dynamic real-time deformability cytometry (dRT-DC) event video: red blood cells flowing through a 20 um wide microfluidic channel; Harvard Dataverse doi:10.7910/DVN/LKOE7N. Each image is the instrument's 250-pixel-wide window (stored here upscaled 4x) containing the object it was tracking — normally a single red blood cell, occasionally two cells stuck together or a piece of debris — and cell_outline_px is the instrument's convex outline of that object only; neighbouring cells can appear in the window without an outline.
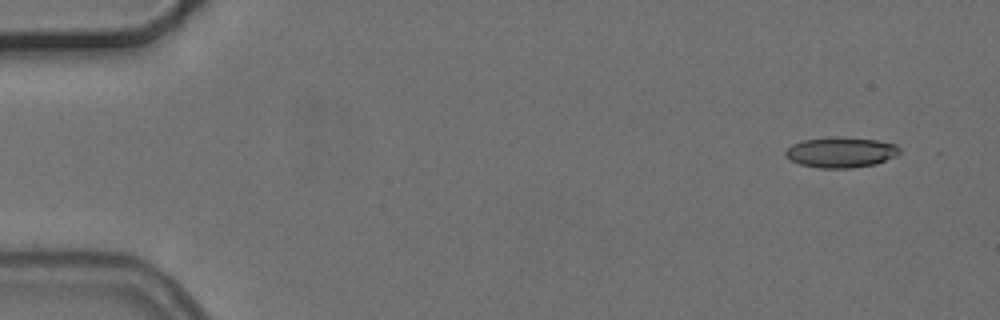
{"species": "common noctule bat (a hibernating species)", "species_latin": "Nyctalus noctula", "temperature_condition": "cold", "stored_images_in_passage": 4, "camera_frame_rate_fps": 3000, "um_per_image_px": 0.085, "animal": {"sex": "female", "body_mass_g": 24.6, "forearm_length_mm": 56.2}, "frame": {"image": 1, "passage_image": 1, "time_ms": 0.0, "image_size_px": [1000, 320], "cell_outline_px": [[900, 152], [896, 156], [876, 164], [852, 168], [820, 168], [800, 164], [792, 160], [784, 152], [792, 144], [804, 140], [876, 140], [896, 144], [900, 148]], "centroid_in_image_um": [71.52, 13.01], "position_along_channel_um": 13.5, "area_um2": 19.13}}
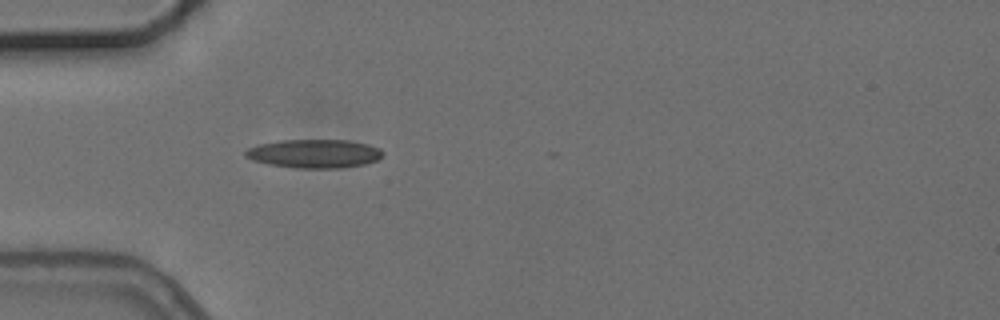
{"frame": {"image": 2, "passage_image": 4, "time_ms": 4.333, "image_size_px": [1000, 320], "cell_outline_px": [[384, 156], [376, 160], [364, 164], [340, 168], [296, 168], [268, 164], [252, 160], [244, 156], [244, 152], [248, 148], [260, 144], [280, 140], [348, 140], [368, 144], [380, 148], [384, 152]], "centroid_in_image_um": [26.72, 13.06], "position_along_channel_um": 58.3, "area_um2": 23.0}}